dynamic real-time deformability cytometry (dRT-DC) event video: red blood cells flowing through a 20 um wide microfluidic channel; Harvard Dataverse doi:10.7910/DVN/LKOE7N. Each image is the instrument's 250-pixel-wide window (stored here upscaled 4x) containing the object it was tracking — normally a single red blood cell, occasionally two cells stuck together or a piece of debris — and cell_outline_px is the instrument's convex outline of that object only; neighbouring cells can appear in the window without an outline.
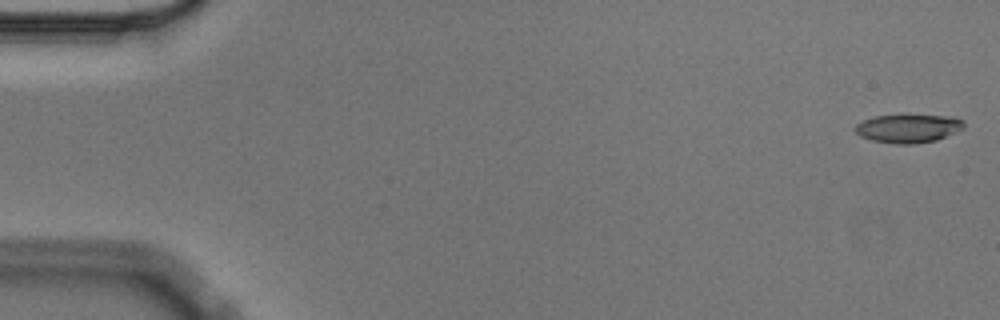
{"species": "Egyptian fruit bat (a non-hibernating species)", "species_latin": "Rousettus aegyptiacus", "temperature_condition": "cold", "stored_images_in_passage": 6, "segment_of_instrument_passage": [1, 2], "camera_frame_rate_fps": 3000, "um_per_image_px": 0.085, "animal": {"sex": "male"}, "frame": {"image": 1, "passage_image": 1, "time_ms": 0.0, "image_size_px": [1000, 320], "cell_outline_px": [[964, 128], [956, 132], [936, 140], [912, 144], [896, 144], [872, 140], [860, 136], [852, 128], [856, 124], [864, 120], [876, 116], [948, 116], [964, 120]], "centroid_in_image_um": [77.18, 10.93], "position_along_channel_um": 7.8, "area_um2": 17.74}}
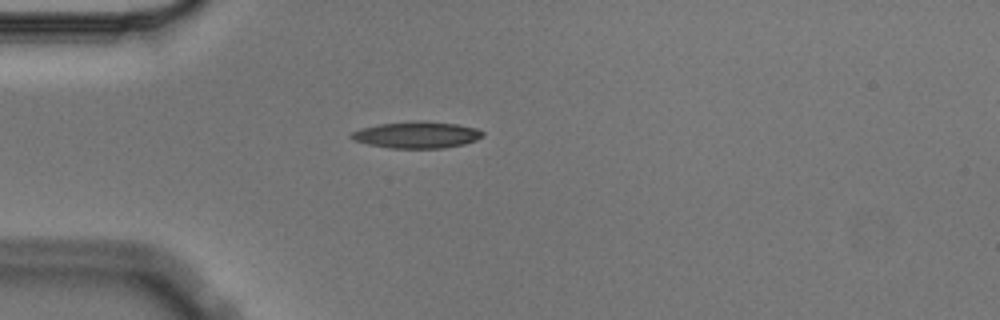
{"frame": {"image": 2, "passage_image": 5, "time_ms": 1.333, "image_size_px": [1000, 320], "cell_outline_px": [[484, 136], [476, 140], [464, 144], [444, 148], [388, 148], [368, 144], [356, 140], [348, 136], [352, 132], [360, 128], [380, 124], [420, 120], [456, 124], [476, 128], [484, 132]], "centroid_in_image_um": [35.44, 11.46], "position_along_channel_um": 49.6, "area_um2": 20.35}}